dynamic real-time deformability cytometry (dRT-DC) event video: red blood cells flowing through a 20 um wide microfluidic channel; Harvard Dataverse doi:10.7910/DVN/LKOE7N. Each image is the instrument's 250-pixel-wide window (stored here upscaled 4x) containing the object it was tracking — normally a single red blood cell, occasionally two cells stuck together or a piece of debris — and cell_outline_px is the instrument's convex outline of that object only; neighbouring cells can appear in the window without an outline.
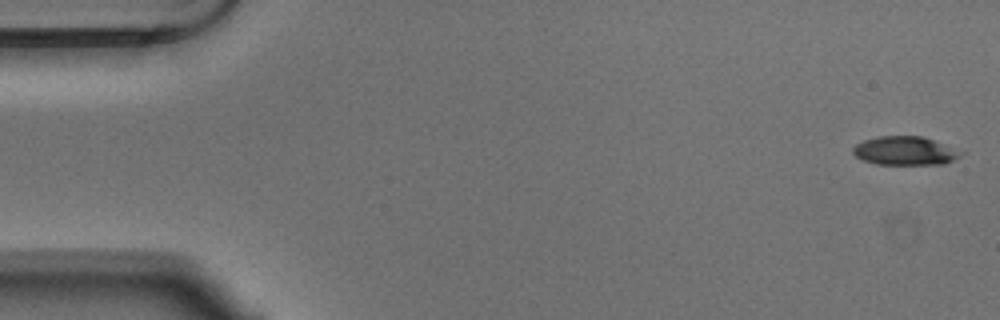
{"species": "Egyptian fruit bat (a non-hibernating species)", "species_latin": "Rousettus aegyptiacus", "temperature_condition": "warm", "stored_images_in_passage": 54, "camera_frame_rate_fps": 3000, "um_per_image_px": 0.085, "animal": {"sex": "male"}, "frame": {"image": 1, "passage_image": 1, "time_ms": 0.0, "image_size_px": [1000, 320], "cell_outline_px": [[964, 152], [960, 156], [944, 164], [876, 164], [860, 160], [852, 152], [852, 148], [856, 144], [864, 140], [880, 136], [924, 136]], "centroid_in_image_um": [76.9, 12.82], "position_along_channel_um": 8.1, "area_um2": 18.03}}
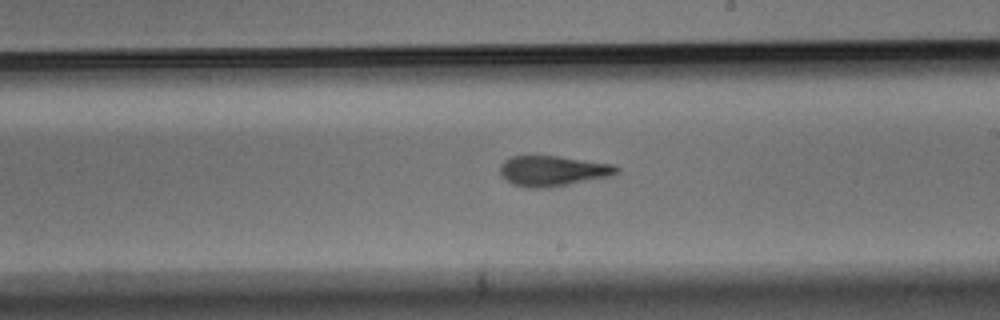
{"frame": {"image": 2, "passage_image": 31, "time_ms": 10.0, "image_size_px": [1000, 320], "cell_outline_px": [[620, 172], [612, 176], [548, 188], [524, 188], [512, 184], [500, 176], [500, 164], [504, 160], [512, 156], [556, 156], [612, 164], [620, 168]], "centroid_in_image_um": [46.97, 14.54], "position_along_channel_um": 242.0, "area_um2": 20.81}}
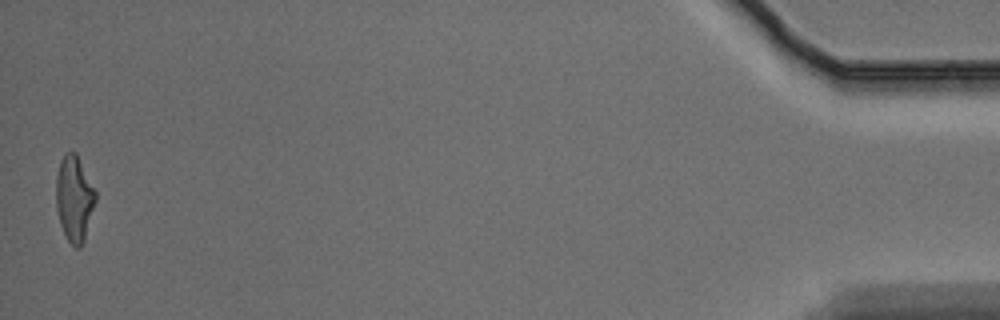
{"frame": {"image": 3, "passage_image": 54, "time_ms": 17.667, "image_size_px": [1000, 320], "cell_outline_px": [[96, 200], [84, 240], [80, 248], [76, 248], [68, 240], [60, 224], [56, 208], [56, 176], [60, 160], [64, 152], [76, 152], [96, 192]], "centroid_in_image_um": [6.3, 16.85], "position_along_channel_um": 428.9, "area_um2": 19.65}, "authors_computed_cell_mechanics": {"area_um2": 20.1722, "velocity_mm_per_s": 3.6675, "shape_relaxation_time_tau1_ms": null, "shape_relaxation_time_tau2_ms": 2.2334, "deformation_change_tau1": null, "deformation_change_tau2": 0.122}}